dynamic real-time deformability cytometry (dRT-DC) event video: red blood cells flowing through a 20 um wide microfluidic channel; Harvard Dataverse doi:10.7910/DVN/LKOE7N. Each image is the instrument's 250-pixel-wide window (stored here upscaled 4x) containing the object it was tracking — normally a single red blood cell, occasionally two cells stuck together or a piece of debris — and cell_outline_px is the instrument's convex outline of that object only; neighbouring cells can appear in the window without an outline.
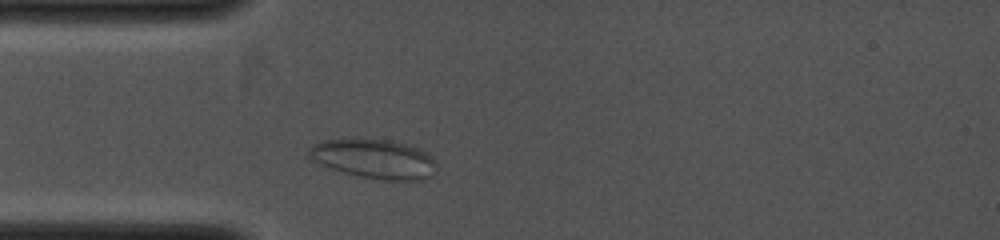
{"species": "common noctule bat (a hibernating species)", "species_latin": "Nyctalus noctula", "temperature_condition": "cold", "stored_images_in_passage": 4, "camera_frame_rate_fps": 4000, "um_per_image_px": 0.085, "animal": {"sex": "female", "body_mass_g": 19.0, "forearm_length_mm": 53.3}, "frame": {"image": 1, "passage_image": 2, "time_ms": 0.5, "image_size_px": [1000, 240], "cell_outline_px": [[436, 172], [432, 176], [420, 180], [380, 180], [356, 176], [320, 164], [308, 156], [308, 148], [312, 144], [320, 140], [352, 136], [392, 140], [416, 148], [432, 156], [436, 160]], "centroid_in_image_um": [31.76, 13.47], "position_along_channel_um": 53.2, "area_um2": 30.11}}
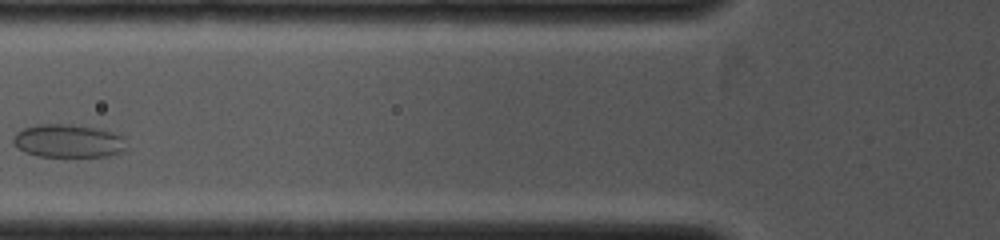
{"frame": {"image": 2, "passage_image": 4, "time_ms": 2.0, "image_size_px": [1000, 240], "cell_outline_px": [[128, 148], [124, 152], [108, 156], [36, 156], [24, 152], [16, 148], [12, 140], [12, 136], [16, 132], [24, 128], [36, 124], [68, 124], [100, 128], [124, 136]], "centroid_in_image_um": [5.82, 11.98], "position_along_channel_um": 120.0, "area_um2": 22.37}}